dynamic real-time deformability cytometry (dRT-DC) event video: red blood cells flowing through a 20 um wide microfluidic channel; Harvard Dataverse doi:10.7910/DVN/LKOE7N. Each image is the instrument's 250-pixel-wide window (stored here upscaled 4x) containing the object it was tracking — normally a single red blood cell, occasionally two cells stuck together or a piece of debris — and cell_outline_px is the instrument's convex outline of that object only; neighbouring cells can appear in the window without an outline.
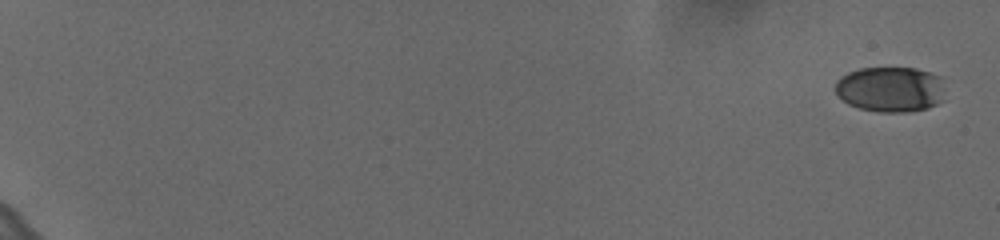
{"species": "human", "species_latin": "Homo sapiens", "temperature_condition": "cold", "stored_images_in_passage": 60, "camera_frame_rate_fps": 3000, "um_per_image_px": 0.085, "donor": {"sex": "female"}, "frame": {"image": 1, "passage_image": 1, "time_ms": 0.0, "image_size_px": [1000, 240], "cell_outline_px": [[944, 100], [928, 108], [904, 112], [880, 112], [860, 108], [848, 104], [836, 92], [836, 80], [840, 76], [848, 72], [860, 68], [916, 68], [944, 76]], "centroid_in_image_um": [75.74, 7.57], "position_along_channel_um": 9.3, "area_um2": 29.42}}
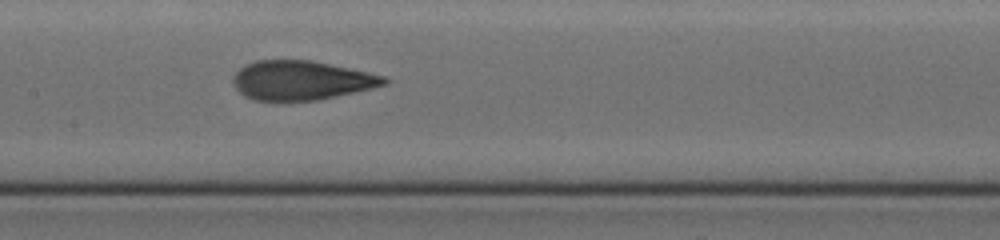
{"frame": {"image": 2, "passage_image": 34, "time_ms": 11.0, "image_size_px": [1000, 240], "cell_outline_px": [[392, 80], [388, 84], [372, 88], [336, 96], [316, 100], [252, 100], [244, 96], [232, 84], [232, 80], [236, 72], [244, 64], [256, 60], [312, 60], [368, 72], [384, 76]], "centroid_in_image_um": [25.61, 6.82], "position_along_channel_um": 181.8, "area_um2": 34.56}}
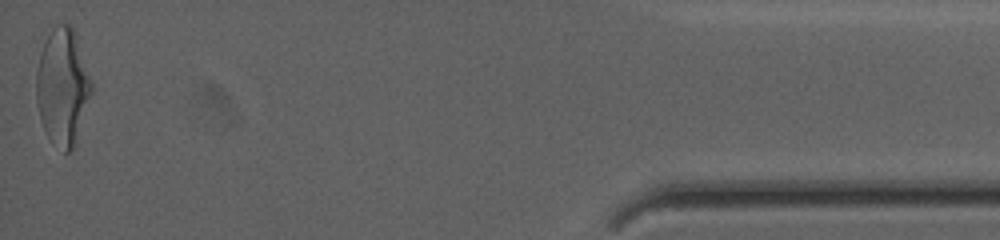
{"frame": {"image": 3, "passage_image": 60, "time_ms": 19.667, "image_size_px": [1000, 240], "cell_outline_px": [[92, 92], [72, 148], [68, 152], [64, 152], [44, 128], [40, 120], [36, 100], [36, 72], [40, 52], [52, 28], [56, 24], [68, 24], [76, 32], [92, 84]], "centroid_in_image_um": [5.31, 7.29], "position_along_channel_um": 429.9, "area_um2": 36.65}, "authors_computed_cell_mechanics": {"area_um2": 33.9286, "velocity_mm_per_s": 3.6314, "shape_relaxation_time_tau1_ms": 6.0048, "shape_relaxation_time_tau2_ms": 0.9386, "deformation_change_tau1": 0.1979, "deformation_change_tau2": 0.0764}}